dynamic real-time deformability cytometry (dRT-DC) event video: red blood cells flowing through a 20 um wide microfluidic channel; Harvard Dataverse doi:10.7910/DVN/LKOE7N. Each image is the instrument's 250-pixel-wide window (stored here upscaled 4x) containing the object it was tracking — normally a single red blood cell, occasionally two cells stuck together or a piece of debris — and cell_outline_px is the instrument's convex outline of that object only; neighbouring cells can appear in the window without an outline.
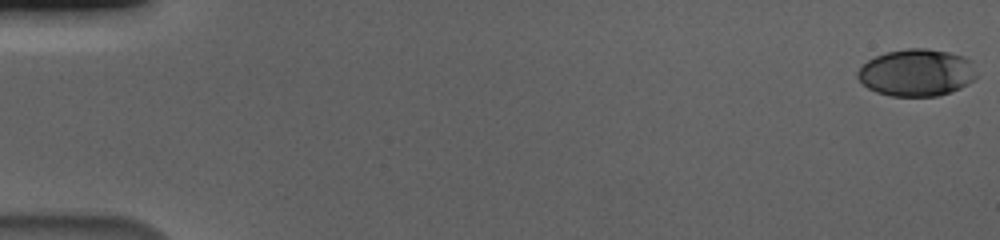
{"species": "human", "species_latin": "Homo sapiens", "temperature_condition": "cold", "stored_images_in_passage": 59, "camera_frame_rate_fps": 3000, "um_per_image_px": 0.085, "donor": {"sex": "male"}, "frame": {"image": 1, "passage_image": 1, "time_ms": 0.0, "image_size_px": [1000, 240], "cell_outline_px": [[980, 76], [968, 84], [960, 88], [936, 96], [892, 96], [876, 92], [868, 88], [856, 76], [856, 72], [868, 60], [876, 56], [888, 52], [908, 48], [928, 48], [948, 52], [964, 56], [972, 60]], "centroid_in_image_um": [77.97, 6.17], "position_along_channel_um": 7.0, "area_um2": 32.89}}
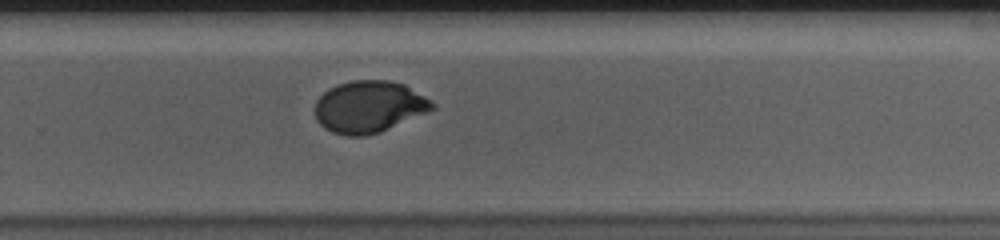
{"frame": {"image": 2, "passage_image": 40, "time_ms": 13.0, "image_size_px": [1000, 240], "cell_outline_px": [[436, 108], [428, 112], [380, 132], [364, 136], [348, 136], [332, 132], [324, 128], [316, 120], [316, 100], [328, 88], [352, 80], [388, 80], [404, 84], [424, 96], [436, 104]], "centroid_in_image_um": [31.37, 9.08], "position_along_channel_um": 298.4, "area_um2": 35.37}}
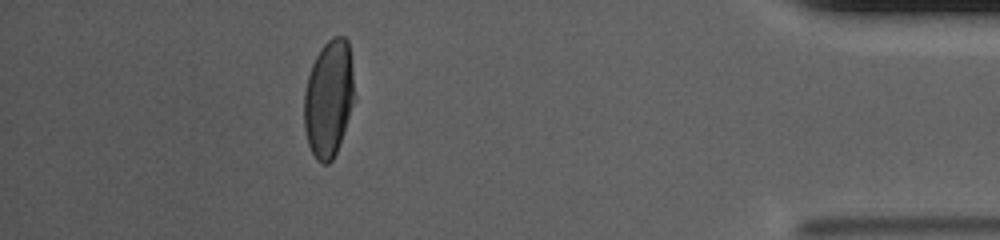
{"frame": {"image": 3, "passage_image": 53, "time_ms": 17.333, "image_size_px": [1000, 240], "cell_outline_px": [[356, 100], [336, 152], [332, 160], [328, 164], [320, 164], [316, 160], [308, 144], [304, 128], [304, 92], [308, 76], [312, 64], [320, 48], [332, 36], [344, 36], [348, 40], [352, 64], [356, 96]], "centroid_in_image_um": [27.96, 8.36], "position_along_channel_um": 407.2, "area_um2": 34.91}, "authors_computed_cell_mechanics": {"area_um2": 35.0846, "velocity_mm_per_s": 3.5816, "shape_relaxation_time_tau1_ms": 4.9702, "shape_relaxation_time_tau2_ms": null, "deformation_change_tau1": 0.1885, "deformation_change_tau2": null}}